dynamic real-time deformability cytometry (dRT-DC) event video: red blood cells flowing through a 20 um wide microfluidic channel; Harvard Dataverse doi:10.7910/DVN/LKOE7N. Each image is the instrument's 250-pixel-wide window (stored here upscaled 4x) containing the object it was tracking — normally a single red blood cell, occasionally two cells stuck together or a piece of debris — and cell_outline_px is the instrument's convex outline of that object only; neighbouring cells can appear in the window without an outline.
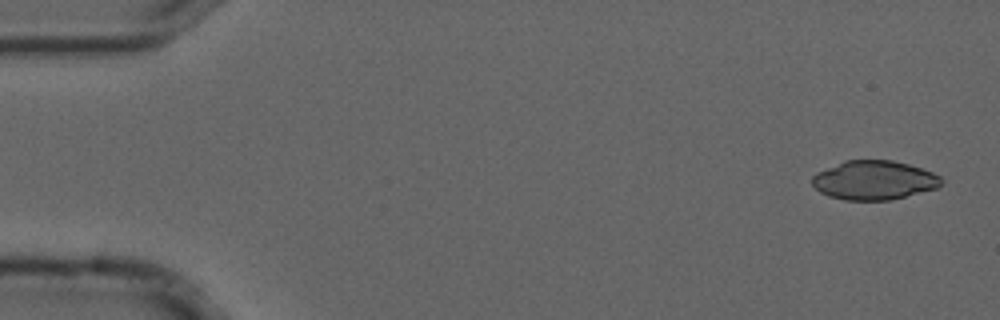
{"species": "common noctule bat (a hibernating species)", "species_latin": "Nyctalus noctula", "temperature_condition": "cold", "stored_images_in_passage": 6, "camera_frame_rate_fps": 3000, "um_per_image_px": 0.085, "animal": {"sex": "male", "forearm_length_mm": 52.5}, "frame": {"image": 1, "passage_image": 1, "time_ms": 0.0, "image_size_px": [1000, 320], "cell_outline_px": [[944, 180], [936, 188], [892, 200], [844, 200], [828, 196], [820, 192], [812, 184], [812, 176], [816, 172], [844, 160], [892, 160], [908, 164], [932, 172], [940, 176]], "centroid_in_image_um": [74.27, 15.32], "position_along_channel_um": 10.7, "area_um2": 29.48}}